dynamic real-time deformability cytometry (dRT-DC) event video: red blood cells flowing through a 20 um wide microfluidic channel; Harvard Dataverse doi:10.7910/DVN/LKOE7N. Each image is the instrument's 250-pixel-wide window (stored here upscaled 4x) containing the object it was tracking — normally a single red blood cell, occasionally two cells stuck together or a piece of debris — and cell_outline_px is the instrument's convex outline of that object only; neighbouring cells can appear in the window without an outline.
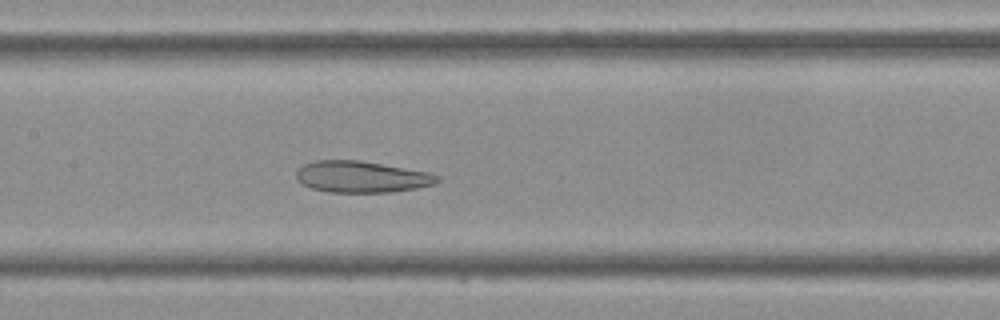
{"species": "Egyptian fruit bat (a non-hibernating species)", "species_latin": "Rousettus aegyptiacus", "temperature_condition": "cold", "stored_images_in_passage": 43, "camera_frame_rate_fps": 3000, "um_per_image_px": 0.085, "frame": {"image": 1, "passage_image": 20, "time_ms": 6.333, "image_size_px": [1000, 320], "cell_outline_px": [[440, 180], [436, 184], [416, 188], [392, 192], [328, 192], [312, 188], [296, 180], [296, 172], [304, 164], [316, 160], [360, 160], [428, 172], [440, 176]], "centroid_in_image_um": [30.75, 15.03], "position_along_channel_um": 176.7, "area_um2": 25.84}}
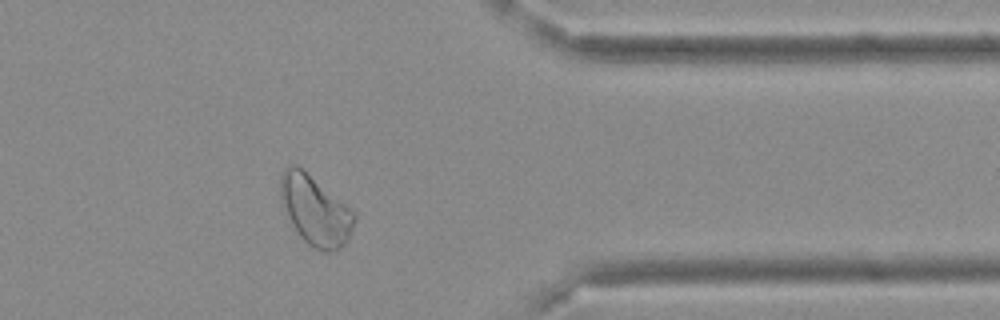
{"frame": {"image": 2, "passage_image": 35, "time_ms": 11.333, "image_size_px": [1000, 320], "cell_outline_px": [[356, 220], [348, 240], [340, 248], [332, 252], [324, 252], [308, 244], [300, 236], [292, 224], [280, 200], [280, 176], [284, 168], [288, 164], [296, 164], [356, 212]], "centroid_in_image_um": [26.8, 17.88], "position_along_channel_um": 384.6, "area_um2": 29.88}}
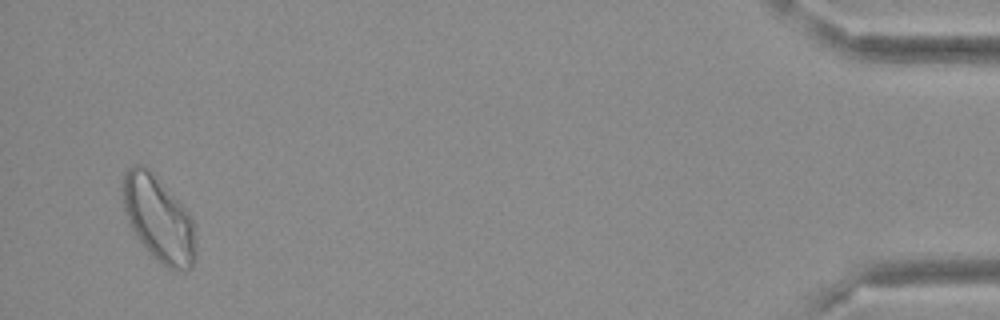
{"frame": {"image": 3, "passage_image": 42, "time_ms": 13.667, "image_size_px": [1000, 320], "cell_outline_px": [[196, 260], [192, 268], [168, 268], [156, 260], [148, 252], [136, 236], [128, 220], [120, 196], [124, 172], [132, 164], [144, 164], [148, 168], [188, 212], [192, 220], [196, 244]], "centroid_in_image_um": [13.44, 18.59], "position_along_channel_um": 421.8, "area_um2": 36.24}}